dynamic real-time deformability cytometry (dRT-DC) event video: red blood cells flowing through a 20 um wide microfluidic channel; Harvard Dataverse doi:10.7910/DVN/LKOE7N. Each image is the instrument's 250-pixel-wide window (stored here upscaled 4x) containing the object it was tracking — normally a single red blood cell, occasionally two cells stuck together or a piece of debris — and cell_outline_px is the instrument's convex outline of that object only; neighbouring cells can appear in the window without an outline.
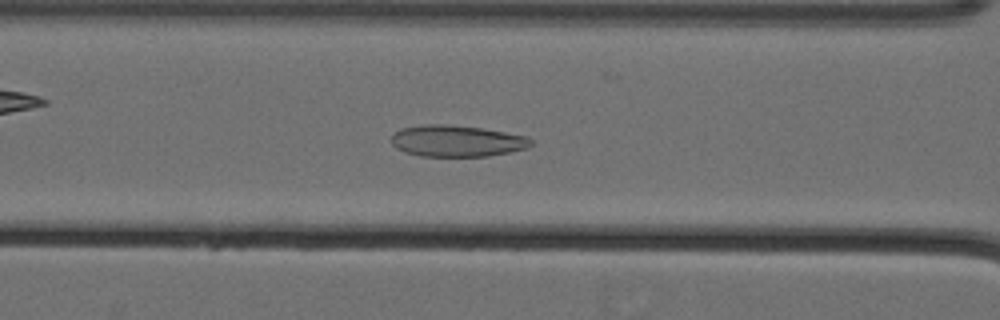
{"species": "Egyptian fruit bat (a non-hibernating species)", "species_latin": "Rousettus aegyptiacus", "temperature_condition": "cold", "stored_images_in_passage": 54, "camera_frame_rate_fps": 3000, "um_per_image_px": 0.085, "animal": {"sex": "female"}, "frame": {"image": 1, "passage_image": 26, "time_ms": 8.333, "image_size_px": [1000, 320], "cell_outline_px": [[532, 144], [528, 148], [512, 152], [488, 156], [420, 156], [404, 152], [396, 148], [392, 144], [392, 136], [400, 128], [424, 124], [448, 124], [484, 128], [524, 136], [532, 140]], "centroid_in_image_um": [38.82, 11.98], "position_along_channel_um": 127.8, "area_um2": 25.72}}
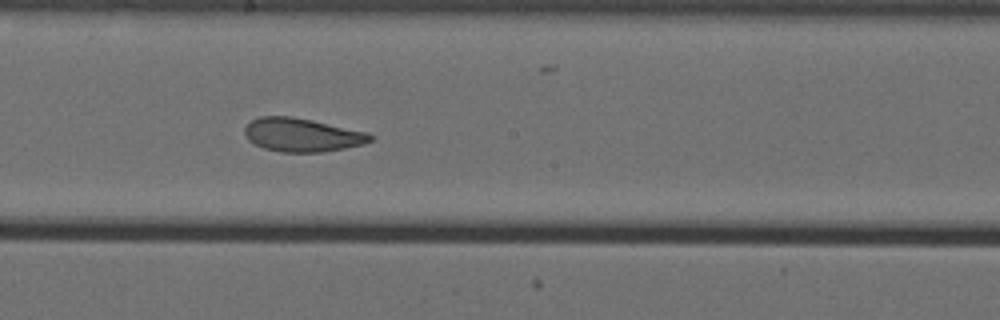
{"frame": {"image": 2, "passage_image": 34, "time_ms": 11.0, "image_size_px": [1000, 320], "cell_outline_px": [[376, 136], [372, 140], [364, 144], [324, 152], [280, 152], [264, 148], [248, 140], [244, 132], [244, 128], [252, 120], [260, 116], [292, 116], [312, 120], [368, 132]], "centroid_in_image_um": [25.7, 11.47], "position_along_channel_um": 222.5, "area_um2": 24.62}}
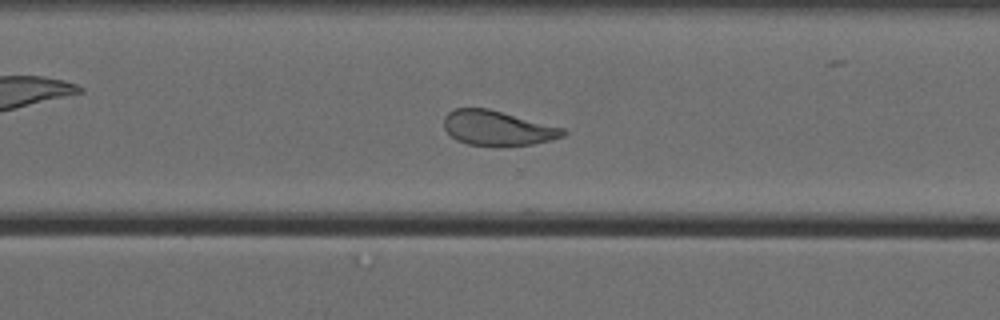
{"frame": {"image": 3, "passage_image": 43, "time_ms": 14.0, "image_size_px": [1000, 320], "cell_outline_px": [[568, 132], [564, 136], [552, 140], [532, 144], [500, 148], [492, 148], [468, 144], [456, 140], [444, 128], [444, 116], [448, 112], [456, 108], [488, 108], [564, 128]], "centroid_in_image_um": [42.3, 10.92], "position_along_channel_um": 328.3, "area_um2": 24.74}, "authors_computed_cell_mechanics": {"area_um2": 26.5013, "velocity_mm_per_s": 3.5519, "shape_relaxation_time_tau1_ms": 8.3195, "shape_relaxation_time_tau2_ms": 2.1137, "deformation_change_tau1": 0.1802, "deformation_change_tau2": 0.08}}